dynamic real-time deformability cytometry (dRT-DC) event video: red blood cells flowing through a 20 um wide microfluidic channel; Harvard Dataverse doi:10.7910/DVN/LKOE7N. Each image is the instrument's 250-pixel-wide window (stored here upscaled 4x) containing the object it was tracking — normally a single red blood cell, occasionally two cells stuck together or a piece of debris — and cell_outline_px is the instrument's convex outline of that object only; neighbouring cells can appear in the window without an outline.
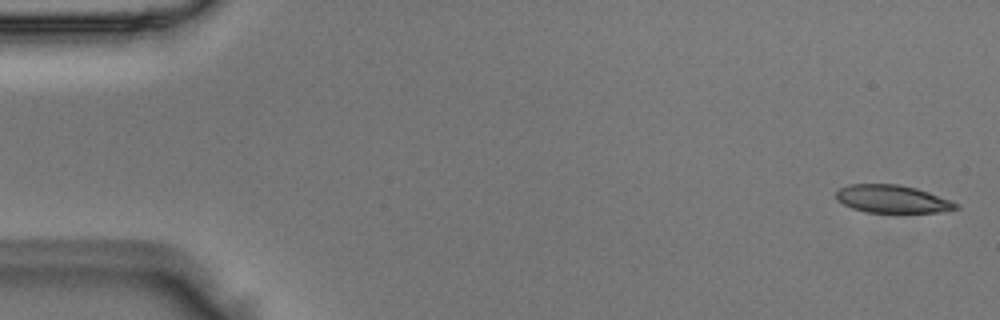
{"species": "Egyptian fruit bat (a non-hibernating species)", "species_latin": "Rousettus aegyptiacus", "temperature_condition": "room temperature", "stored_images_in_passage": 50, "camera_frame_rate_fps": 3000, "um_per_image_px": 0.085, "animal": {"sex": "male"}, "frame": {"image": 1, "passage_image": 1, "time_ms": 0.0, "image_size_px": [1000, 320], "cell_outline_px": [[960, 208], [936, 212], [896, 216], [868, 212], [852, 208], [836, 200], [836, 192], [840, 188], [848, 184], [900, 184], [916, 188], [928, 192], [960, 204]], "centroid_in_image_um": [75.86, 16.96], "position_along_channel_um": 9.1, "area_um2": 20.29}}
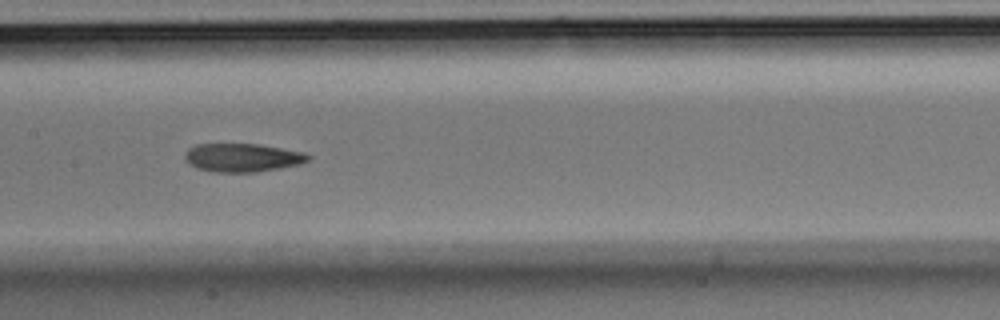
{"frame": {"image": 2, "passage_image": 24, "time_ms": 7.667, "image_size_px": [1000, 320], "cell_outline_px": [[312, 156], [308, 160], [300, 164], [280, 168], [256, 172], [212, 172], [196, 168], [188, 164], [184, 160], [184, 156], [188, 148], [196, 144], [260, 144], [304, 152]], "centroid_in_image_um": [20.58, 13.4], "position_along_channel_um": 186.8, "area_um2": 20.63}}
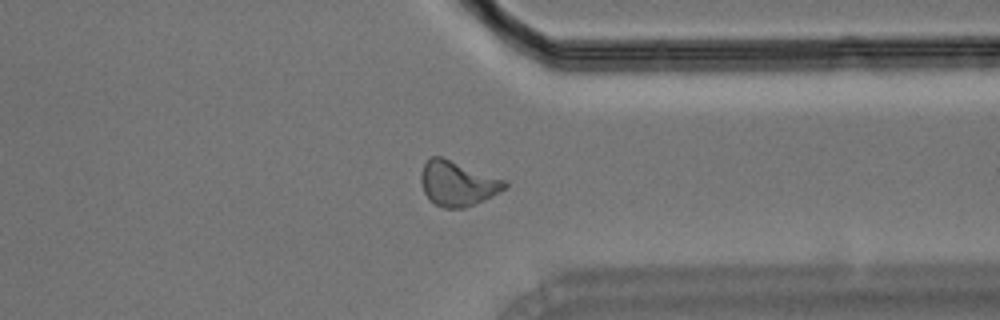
{"frame": {"image": 3, "passage_image": 38, "time_ms": 12.333, "image_size_px": [1000, 320], "cell_outline_px": [[508, 188], [476, 204], [464, 208], [444, 208], [436, 204], [424, 192], [420, 180], [420, 176], [424, 164], [432, 156], [440, 156], [508, 180]], "centroid_in_image_um": [38.94, 15.59], "position_along_channel_um": 372.5, "area_um2": 21.96}}